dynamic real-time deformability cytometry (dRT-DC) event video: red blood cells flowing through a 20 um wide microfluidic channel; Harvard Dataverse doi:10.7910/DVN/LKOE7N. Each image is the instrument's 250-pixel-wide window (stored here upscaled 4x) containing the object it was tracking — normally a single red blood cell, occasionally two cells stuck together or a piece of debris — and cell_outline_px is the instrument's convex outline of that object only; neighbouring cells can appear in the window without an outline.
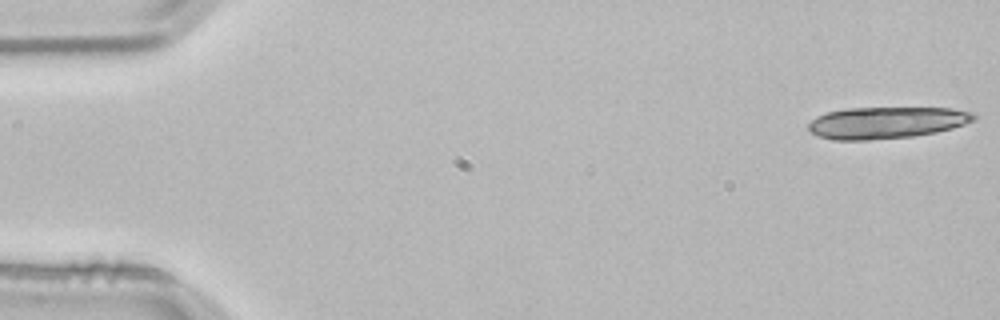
{"species": "common noctule bat (a hibernating species)", "species_latin": "Nyctalus noctula", "temperature_condition": "room temperature", "stored_images_in_passage": 18, "camera_frame_rate_fps": 3000, "um_per_image_px": 0.085, "animal": {"sex": "male", "body_mass_g": 21.5, "forearm_length_mm": 52.0}, "frame": {"image": 1, "passage_image": 1, "time_ms": 0.0, "image_size_px": [1000, 320], "cell_outline_px": [[976, 116], [972, 120], [964, 124], [952, 128], [936, 132], [912, 136], [872, 140], [832, 140], [820, 136], [812, 132], [808, 128], [808, 124], [816, 116], [828, 112], [848, 108], [952, 108], [972, 112]], "centroid_in_image_um": [75.33, 10.42], "position_along_channel_um": 9.7, "area_um2": 30.4}}